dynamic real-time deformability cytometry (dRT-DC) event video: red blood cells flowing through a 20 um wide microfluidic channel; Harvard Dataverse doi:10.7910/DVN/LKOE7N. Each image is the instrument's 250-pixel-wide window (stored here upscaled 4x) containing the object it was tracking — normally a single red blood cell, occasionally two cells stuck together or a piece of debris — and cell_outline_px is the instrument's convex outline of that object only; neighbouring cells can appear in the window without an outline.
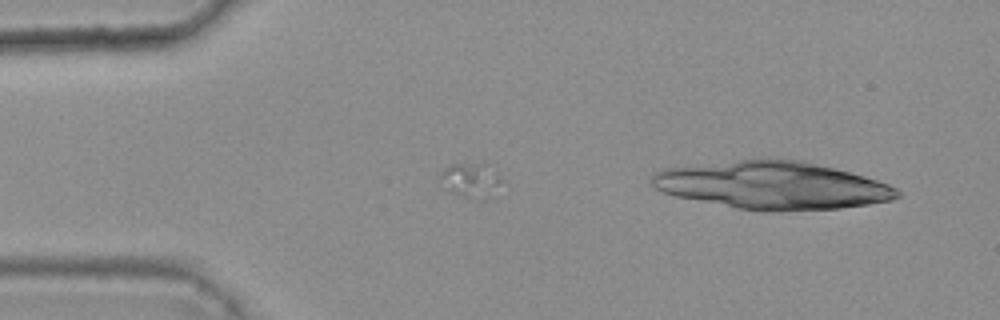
{"species": "common noctule bat (a hibernating species)", "species_latin": "Nyctalus noctula", "temperature_condition": "warm", "stored_images_in_passage": 5, "camera_frame_rate_fps": 3000, "um_per_image_px": 0.085, "animal": {"sex": "female", "body_mass_g": 25.1}, "frame": {"image": 1, "passage_image": 4, "time_ms": 1.0, "image_size_px": [1000, 320], "cell_outline_px": [[504, 180], [492, 196], [484, 200], [476, 200], [456, 192], [440, 176], [440, 172], [444, 168], [452, 164], [484, 164], [496, 172]], "centroid_in_image_um": [40.14, 15.31], "position_along_channel_um": 44.9, "area_um2": 11.73}}